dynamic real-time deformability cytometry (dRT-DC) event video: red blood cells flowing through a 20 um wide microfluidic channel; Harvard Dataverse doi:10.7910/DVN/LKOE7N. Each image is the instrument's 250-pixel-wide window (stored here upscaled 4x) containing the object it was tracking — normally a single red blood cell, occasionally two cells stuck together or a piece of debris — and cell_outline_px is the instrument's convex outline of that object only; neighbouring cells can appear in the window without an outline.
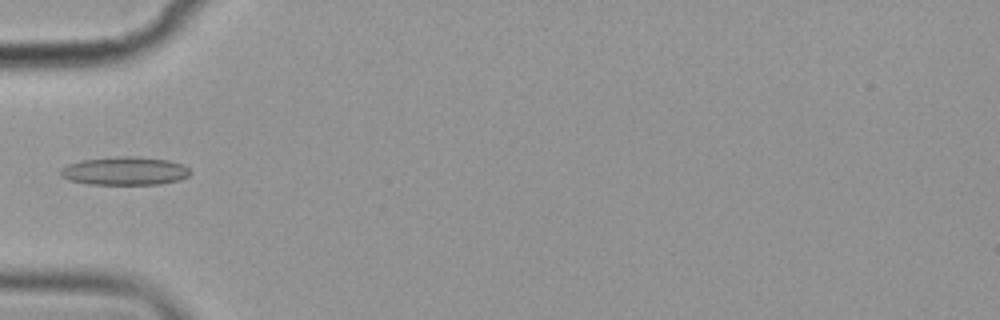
{"species": "common noctule bat (a hibernating species)", "species_latin": "Nyctalus noctula", "temperature_condition": "cold", "stored_images_in_passage": 6, "camera_frame_rate_fps": 3000, "um_per_image_px": 0.085, "animal": {"sex": "female", "body_mass_g": 19.9}, "frame": {"image": 1, "passage_image": 6, "time_ms": 5.667, "image_size_px": [1000, 320], "cell_outline_px": [[192, 172], [188, 176], [180, 180], [160, 184], [88, 184], [68, 180], [60, 176], [60, 168], [68, 164], [80, 160], [120, 156], [136, 156], [168, 160], [184, 164]], "centroid_in_image_um": [10.6, 14.53], "position_along_channel_um": 74.4, "area_um2": 21.62}}